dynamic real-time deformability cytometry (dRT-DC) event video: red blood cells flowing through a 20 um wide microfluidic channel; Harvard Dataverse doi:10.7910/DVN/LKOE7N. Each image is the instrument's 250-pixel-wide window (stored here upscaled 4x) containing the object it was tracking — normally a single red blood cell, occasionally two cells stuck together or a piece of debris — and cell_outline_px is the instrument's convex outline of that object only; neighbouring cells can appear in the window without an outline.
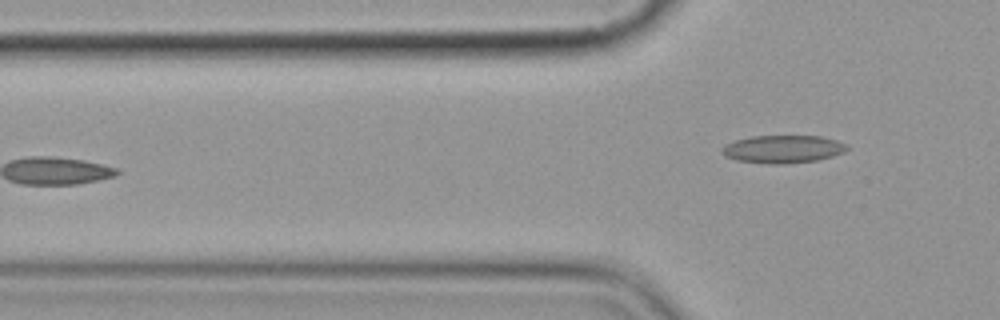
{"species": "common noctule bat (a hibernating species)", "species_latin": "Nyctalus noctula", "temperature_condition": "cold", "stored_images_in_passage": 4, "camera_frame_rate_fps": 3000, "um_per_image_px": 0.085, "animal": {"sex": "female", "body_mass_g": 19.9}, "frame": {"image": 1, "passage_image": 4, "time_ms": 3.333, "image_size_px": [1000, 320], "cell_outline_px": [[848, 148], [844, 152], [832, 156], [816, 160], [784, 164], [768, 164], [736, 160], [724, 156], [720, 152], [720, 148], [724, 144], [736, 140], [752, 136], [820, 136], [836, 140], [848, 144]], "centroid_in_image_um": [66.51, 12.67], "position_along_channel_um": 59.3, "area_um2": 20.4}}